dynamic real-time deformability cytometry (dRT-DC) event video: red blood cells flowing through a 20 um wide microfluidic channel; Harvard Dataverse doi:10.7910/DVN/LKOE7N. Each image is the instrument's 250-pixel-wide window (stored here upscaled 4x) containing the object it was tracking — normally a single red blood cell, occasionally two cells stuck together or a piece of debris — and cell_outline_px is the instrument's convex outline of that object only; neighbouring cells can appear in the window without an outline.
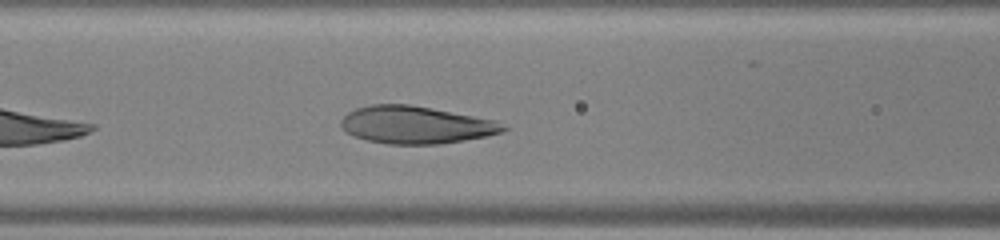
{"species": "human", "species_latin": "Homo sapiens", "temperature_condition": "warm", "stored_images_in_passage": 24, "camera_frame_rate_fps": 3000, "um_per_image_px": 0.085, "donor": {"sex": "male"}, "frame": {"image": 1, "passage_image": 6, "time_ms": 1.667, "image_size_px": [1000, 240], "cell_outline_px": [[508, 128], [504, 132], [464, 140], [440, 144], [388, 144], [368, 140], [352, 136], [340, 124], [340, 120], [348, 112], [356, 108], [368, 104], [408, 104], [496, 120]], "centroid_in_image_um": [35.32, 10.61], "position_along_channel_um": 131.3, "area_um2": 35.26}}
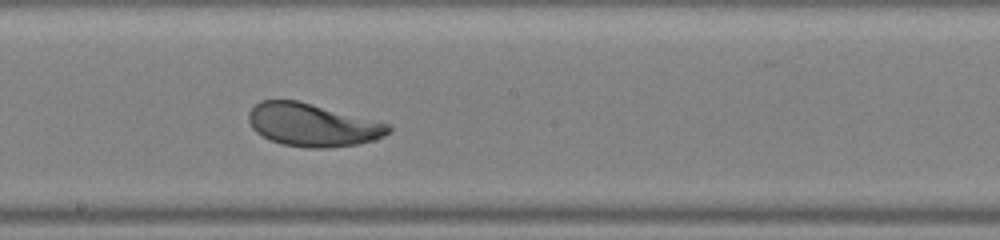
{"frame": {"image": 2, "passage_image": 12, "time_ms": 3.667, "image_size_px": [1000, 240], "cell_outline_px": [[392, 128], [384, 136], [376, 140], [356, 144], [324, 148], [308, 148], [284, 144], [272, 140], [256, 132], [252, 128], [248, 120], [248, 112], [260, 100], [296, 100], [392, 124]], "centroid_in_image_um": [26.58, 10.61], "position_along_channel_um": 221.6, "area_um2": 34.8}}
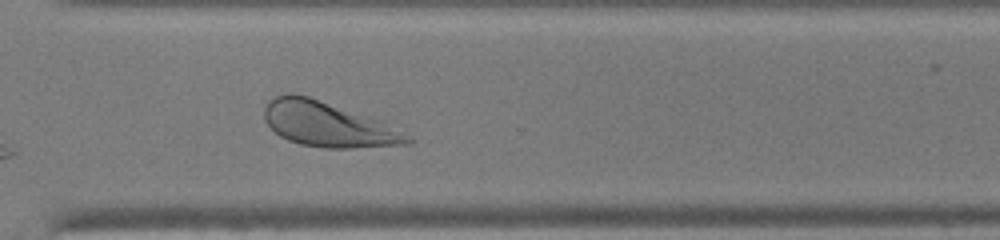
{"frame": {"image": 3, "passage_image": 20, "time_ms": 6.333, "image_size_px": [1000, 240], "cell_outline_px": [[412, 144], [352, 148], [324, 148], [300, 144], [288, 140], [280, 136], [264, 120], [264, 108], [268, 100], [276, 96], [288, 92], [292, 92], [308, 96], [404, 132], [412, 140]], "centroid_in_image_um": [27.76, 10.59], "position_along_channel_um": 342.8, "area_um2": 36.36}}